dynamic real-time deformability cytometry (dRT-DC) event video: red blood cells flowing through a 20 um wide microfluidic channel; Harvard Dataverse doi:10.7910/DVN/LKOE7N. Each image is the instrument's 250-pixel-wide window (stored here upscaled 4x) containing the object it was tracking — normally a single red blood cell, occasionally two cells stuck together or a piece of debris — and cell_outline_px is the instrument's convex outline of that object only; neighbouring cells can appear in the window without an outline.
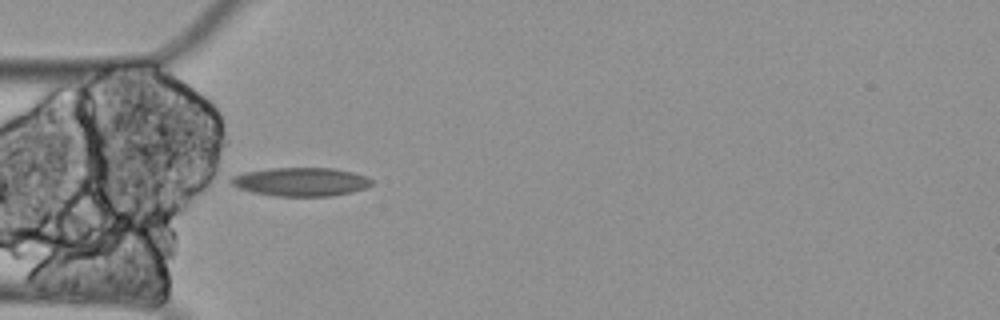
{"species": "Egyptian fruit bat (a non-hibernating species)", "species_latin": "Rousettus aegyptiacus", "temperature_condition": "cold", "stored_images_in_passage": 27, "segment_of_instrument_passage": [1, 2], "camera_frame_rate_fps": 3000, "um_per_image_px": 0.085, "animal": {"sex": "female"}, "frame": {"image": 1, "passage_image": 1, "time_ms": 0.0, "image_size_px": [1000, 320], "cell_outline_px": [[372, 184], [364, 188], [352, 192], [332, 196], [276, 196], [252, 192], [240, 188], [232, 184], [228, 180], [232, 176], [244, 172], [272, 168], [332, 168], [352, 172], [368, 176], [372, 180]], "centroid_in_image_um": [25.58, 15.45], "position_along_channel_um": 59.4, "area_um2": 23.41}}